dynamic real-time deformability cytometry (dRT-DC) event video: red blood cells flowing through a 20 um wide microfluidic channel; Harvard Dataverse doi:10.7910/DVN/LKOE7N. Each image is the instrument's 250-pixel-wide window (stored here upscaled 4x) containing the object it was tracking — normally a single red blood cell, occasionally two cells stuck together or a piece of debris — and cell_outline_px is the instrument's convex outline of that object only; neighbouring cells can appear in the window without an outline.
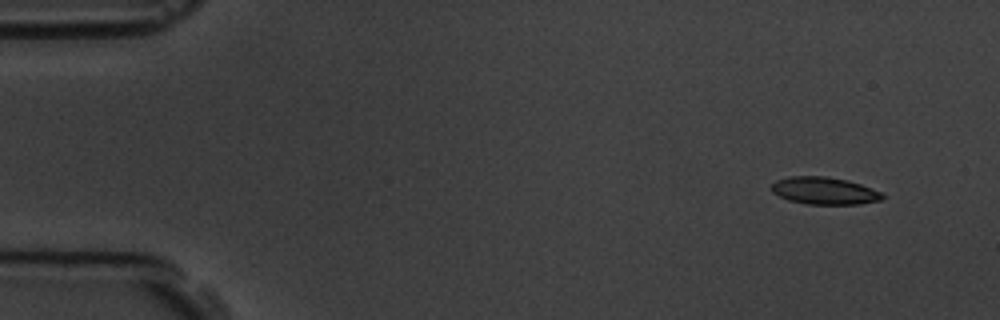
{"species": "common noctule bat (a hibernating species)", "species_latin": "Nyctalus noctula", "temperature_condition": "room temperature", "stored_images_in_passage": 5, "camera_frame_rate_fps": 3000, "um_per_image_px": 0.085, "animal": {"sex": "male", "body_mass_g": 19.5, "forearm_length_mm": 54.6}, "frame": {"image": 1, "passage_image": 1, "time_ms": 0.0, "image_size_px": [1000, 320], "cell_outline_px": [[884, 196], [880, 200], [860, 204], [808, 204], [788, 200], [772, 192], [772, 184], [776, 180], [788, 176], [824, 176], [848, 180], [860, 184], [880, 192]], "centroid_in_image_um": [70.04, 16.21], "position_along_channel_um": 15.0, "area_um2": 17.51}}
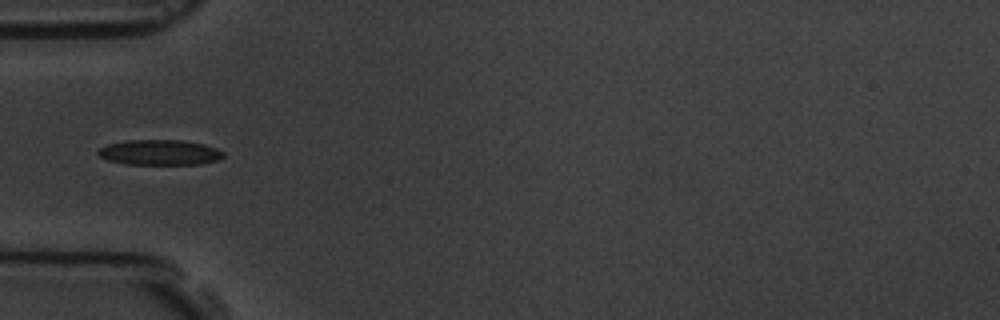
{"frame": {"image": 2, "passage_image": 5, "time_ms": 4.667, "image_size_px": [1000, 320], "cell_outline_px": [[224, 156], [216, 160], [200, 164], [124, 164], [108, 160], [100, 156], [96, 152], [100, 148], [108, 144], [124, 140], [184, 140], [204, 144], [216, 148], [224, 152]], "centroid_in_image_um": [13.56, 12.95], "position_along_channel_um": 71.4, "area_um2": 18.5}}